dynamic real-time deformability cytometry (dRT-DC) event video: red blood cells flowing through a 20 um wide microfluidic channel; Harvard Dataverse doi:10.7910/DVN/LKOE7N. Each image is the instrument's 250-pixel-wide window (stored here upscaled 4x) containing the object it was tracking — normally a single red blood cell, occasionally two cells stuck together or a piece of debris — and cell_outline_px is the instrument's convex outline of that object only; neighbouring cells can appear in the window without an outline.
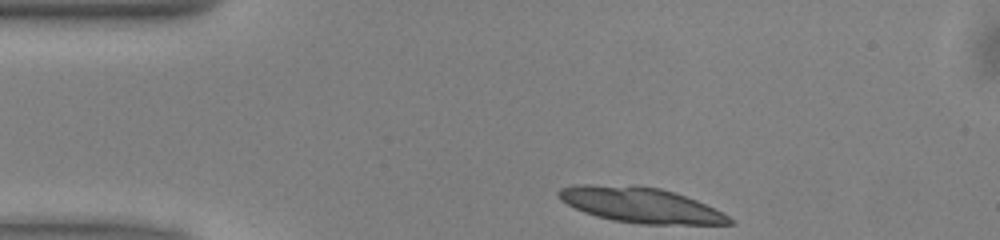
{"species": "common noctule bat (a hibernating species)", "species_latin": "Nyctalus noctula", "temperature_condition": "warm", "stored_images_in_passage": 42, "camera_frame_rate_fps": 3000, "um_per_image_px": 0.085, "animal": {"sex": "male", "body_mass_g": 13.0, "forearm_length_mm": 53.1}, "frame": {"image": 1, "passage_image": 1, "time_ms": 0.0, "image_size_px": [1000, 240], "cell_outline_px": [[736, 224], [640, 224], [612, 220], [596, 216], [584, 212], [560, 200], [556, 196], [556, 192], [560, 188], [576, 184], [636, 184], [660, 188], [696, 200], [728, 216]], "centroid_in_image_um": [54.36, 17.4], "position_along_channel_um": 30.6, "area_um2": 35.2}, "authors_computed_cell_mechanics": {"area_um2": 18.5827, "velocity_mm_per_s": 4.0077, "shape_relaxation_time_tau1_ms": 7.2699, "shape_relaxation_time_tau2_ms": 1.4939, "deformation_change_tau1": 0.143, "deformation_change_tau2": 0.0622}}